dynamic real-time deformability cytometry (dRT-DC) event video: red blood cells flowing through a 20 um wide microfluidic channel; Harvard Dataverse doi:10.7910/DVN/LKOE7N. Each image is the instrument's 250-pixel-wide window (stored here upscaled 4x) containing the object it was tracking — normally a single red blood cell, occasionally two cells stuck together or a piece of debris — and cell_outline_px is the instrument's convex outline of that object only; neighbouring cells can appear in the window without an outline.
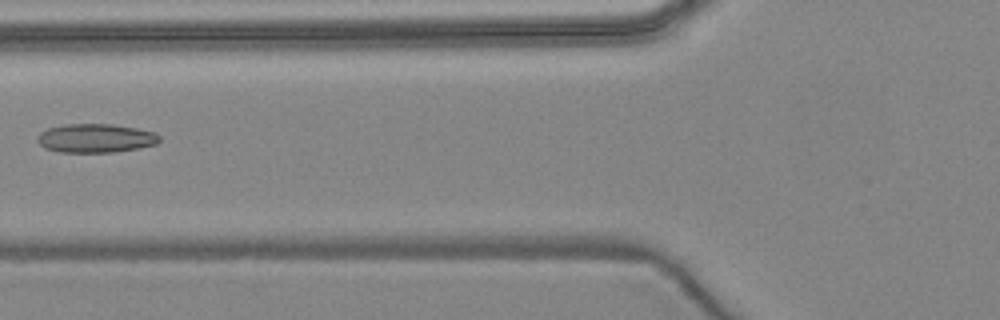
{"species": "common noctule bat (a hibernating species)", "species_latin": "Nyctalus noctula", "temperature_condition": "warm", "stored_images_in_passage": 7, "camera_frame_rate_fps": 3000, "um_per_image_px": 0.085, "animal": {"sex": "female", "body_mass_g": 24.6, "forearm_length_mm": 56.2}, "frame": {"image": 1, "passage_image": 6, "time_ms": 6.0, "image_size_px": [1000, 320], "cell_outline_px": [[160, 140], [156, 144], [140, 148], [112, 152], [60, 152], [44, 148], [36, 140], [36, 136], [40, 132], [48, 128], [64, 124], [112, 124], [136, 128], [156, 132], [160, 136]], "centroid_in_image_um": [8.12, 11.74], "position_along_channel_um": 117.7, "area_um2": 20.63}}
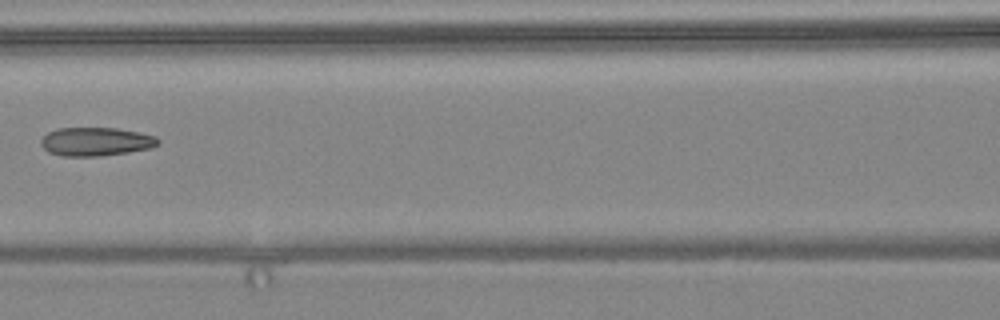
{"frame": {"image": 2, "passage_image": 7, "time_ms": 7.0, "image_size_px": [1000, 320], "cell_outline_px": [[160, 144], [152, 148], [128, 152], [100, 156], [64, 156], [48, 152], [40, 144], [40, 140], [48, 132], [56, 128], [116, 128], [156, 136], [160, 140]], "centroid_in_image_um": [8.15, 12.04], "position_along_channel_um": 158.4, "area_um2": 19.54}}